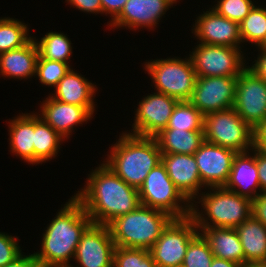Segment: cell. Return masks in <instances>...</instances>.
Listing matches in <instances>:
<instances>
[{
	"label": "cell",
	"instance_id": "obj_44",
	"mask_svg": "<svg viewBox=\"0 0 266 267\" xmlns=\"http://www.w3.org/2000/svg\"><path fill=\"white\" fill-rule=\"evenodd\" d=\"M210 267H244V265H240L233 261L224 260L214 256Z\"/></svg>",
	"mask_w": 266,
	"mask_h": 267
},
{
	"label": "cell",
	"instance_id": "obj_21",
	"mask_svg": "<svg viewBox=\"0 0 266 267\" xmlns=\"http://www.w3.org/2000/svg\"><path fill=\"white\" fill-rule=\"evenodd\" d=\"M50 96L58 101L85 107L92 115L96 111L94 98L97 86L70 68Z\"/></svg>",
	"mask_w": 266,
	"mask_h": 267
},
{
	"label": "cell",
	"instance_id": "obj_2",
	"mask_svg": "<svg viewBox=\"0 0 266 267\" xmlns=\"http://www.w3.org/2000/svg\"><path fill=\"white\" fill-rule=\"evenodd\" d=\"M59 210L47 224L40 251L34 252L40 267H70L82 234L92 224L82 203L75 196L68 199Z\"/></svg>",
	"mask_w": 266,
	"mask_h": 267
},
{
	"label": "cell",
	"instance_id": "obj_42",
	"mask_svg": "<svg viewBox=\"0 0 266 267\" xmlns=\"http://www.w3.org/2000/svg\"><path fill=\"white\" fill-rule=\"evenodd\" d=\"M253 148L266 153V120L253 131Z\"/></svg>",
	"mask_w": 266,
	"mask_h": 267
},
{
	"label": "cell",
	"instance_id": "obj_5",
	"mask_svg": "<svg viewBox=\"0 0 266 267\" xmlns=\"http://www.w3.org/2000/svg\"><path fill=\"white\" fill-rule=\"evenodd\" d=\"M173 219L166 212L140 204L107 226L115 246L149 250Z\"/></svg>",
	"mask_w": 266,
	"mask_h": 267
},
{
	"label": "cell",
	"instance_id": "obj_18",
	"mask_svg": "<svg viewBox=\"0 0 266 267\" xmlns=\"http://www.w3.org/2000/svg\"><path fill=\"white\" fill-rule=\"evenodd\" d=\"M39 111L37 115L66 140L75 127L87 124L94 117L85 107L58 101L50 94L41 102Z\"/></svg>",
	"mask_w": 266,
	"mask_h": 267
},
{
	"label": "cell",
	"instance_id": "obj_20",
	"mask_svg": "<svg viewBox=\"0 0 266 267\" xmlns=\"http://www.w3.org/2000/svg\"><path fill=\"white\" fill-rule=\"evenodd\" d=\"M224 188L251 201L261 193L255 148L247 152L237 153L234 156L232 168Z\"/></svg>",
	"mask_w": 266,
	"mask_h": 267
},
{
	"label": "cell",
	"instance_id": "obj_35",
	"mask_svg": "<svg viewBox=\"0 0 266 267\" xmlns=\"http://www.w3.org/2000/svg\"><path fill=\"white\" fill-rule=\"evenodd\" d=\"M254 2L258 4L254 0H217V4L212 6V9L221 16L240 24L256 5Z\"/></svg>",
	"mask_w": 266,
	"mask_h": 267
},
{
	"label": "cell",
	"instance_id": "obj_31",
	"mask_svg": "<svg viewBox=\"0 0 266 267\" xmlns=\"http://www.w3.org/2000/svg\"><path fill=\"white\" fill-rule=\"evenodd\" d=\"M165 129L204 131V115L189 101H179Z\"/></svg>",
	"mask_w": 266,
	"mask_h": 267
},
{
	"label": "cell",
	"instance_id": "obj_25",
	"mask_svg": "<svg viewBox=\"0 0 266 267\" xmlns=\"http://www.w3.org/2000/svg\"><path fill=\"white\" fill-rule=\"evenodd\" d=\"M8 128L9 151L34 165V112L20 113L8 121Z\"/></svg>",
	"mask_w": 266,
	"mask_h": 267
},
{
	"label": "cell",
	"instance_id": "obj_16",
	"mask_svg": "<svg viewBox=\"0 0 266 267\" xmlns=\"http://www.w3.org/2000/svg\"><path fill=\"white\" fill-rule=\"evenodd\" d=\"M231 149L204 141L194 153L200 179L205 188L224 187L228 180L234 156Z\"/></svg>",
	"mask_w": 266,
	"mask_h": 267
},
{
	"label": "cell",
	"instance_id": "obj_15",
	"mask_svg": "<svg viewBox=\"0 0 266 267\" xmlns=\"http://www.w3.org/2000/svg\"><path fill=\"white\" fill-rule=\"evenodd\" d=\"M192 26L191 33L199 43L242 48L239 24L221 16L212 8L197 16Z\"/></svg>",
	"mask_w": 266,
	"mask_h": 267
},
{
	"label": "cell",
	"instance_id": "obj_32",
	"mask_svg": "<svg viewBox=\"0 0 266 267\" xmlns=\"http://www.w3.org/2000/svg\"><path fill=\"white\" fill-rule=\"evenodd\" d=\"M213 259L209 243L199 232L187 247L182 267H210Z\"/></svg>",
	"mask_w": 266,
	"mask_h": 267
},
{
	"label": "cell",
	"instance_id": "obj_30",
	"mask_svg": "<svg viewBox=\"0 0 266 267\" xmlns=\"http://www.w3.org/2000/svg\"><path fill=\"white\" fill-rule=\"evenodd\" d=\"M27 24L10 17L0 18V54L27 44L34 36L29 35Z\"/></svg>",
	"mask_w": 266,
	"mask_h": 267
},
{
	"label": "cell",
	"instance_id": "obj_1",
	"mask_svg": "<svg viewBox=\"0 0 266 267\" xmlns=\"http://www.w3.org/2000/svg\"><path fill=\"white\" fill-rule=\"evenodd\" d=\"M86 180L84 188L74 196L93 224L108 225L141 204L138 189L128 185L104 163L92 169Z\"/></svg>",
	"mask_w": 266,
	"mask_h": 267
},
{
	"label": "cell",
	"instance_id": "obj_28",
	"mask_svg": "<svg viewBox=\"0 0 266 267\" xmlns=\"http://www.w3.org/2000/svg\"><path fill=\"white\" fill-rule=\"evenodd\" d=\"M34 41L41 58L69 64L73 48L67 34L50 31L40 41L34 37Z\"/></svg>",
	"mask_w": 266,
	"mask_h": 267
},
{
	"label": "cell",
	"instance_id": "obj_46",
	"mask_svg": "<svg viewBox=\"0 0 266 267\" xmlns=\"http://www.w3.org/2000/svg\"><path fill=\"white\" fill-rule=\"evenodd\" d=\"M260 47L261 48H266V40H265V42Z\"/></svg>",
	"mask_w": 266,
	"mask_h": 267
},
{
	"label": "cell",
	"instance_id": "obj_12",
	"mask_svg": "<svg viewBox=\"0 0 266 267\" xmlns=\"http://www.w3.org/2000/svg\"><path fill=\"white\" fill-rule=\"evenodd\" d=\"M178 102L177 99L156 91L152 94H147L137 104L138 107L134 111L135 119L131 132L127 130V133L143 137H154L167 127L169 118Z\"/></svg>",
	"mask_w": 266,
	"mask_h": 267
},
{
	"label": "cell",
	"instance_id": "obj_23",
	"mask_svg": "<svg viewBox=\"0 0 266 267\" xmlns=\"http://www.w3.org/2000/svg\"><path fill=\"white\" fill-rule=\"evenodd\" d=\"M243 247L246 265H266V226L252 214L235 228Z\"/></svg>",
	"mask_w": 266,
	"mask_h": 267
},
{
	"label": "cell",
	"instance_id": "obj_29",
	"mask_svg": "<svg viewBox=\"0 0 266 267\" xmlns=\"http://www.w3.org/2000/svg\"><path fill=\"white\" fill-rule=\"evenodd\" d=\"M240 37L243 43H251L252 47H260L266 40V6H254L239 24Z\"/></svg>",
	"mask_w": 266,
	"mask_h": 267
},
{
	"label": "cell",
	"instance_id": "obj_8",
	"mask_svg": "<svg viewBox=\"0 0 266 267\" xmlns=\"http://www.w3.org/2000/svg\"><path fill=\"white\" fill-rule=\"evenodd\" d=\"M253 131L233 107L204 115V140L236 153L253 148Z\"/></svg>",
	"mask_w": 266,
	"mask_h": 267
},
{
	"label": "cell",
	"instance_id": "obj_26",
	"mask_svg": "<svg viewBox=\"0 0 266 267\" xmlns=\"http://www.w3.org/2000/svg\"><path fill=\"white\" fill-rule=\"evenodd\" d=\"M162 153L194 154L204 140V131L163 129L154 136Z\"/></svg>",
	"mask_w": 266,
	"mask_h": 267
},
{
	"label": "cell",
	"instance_id": "obj_7",
	"mask_svg": "<svg viewBox=\"0 0 266 267\" xmlns=\"http://www.w3.org/2000/svg\"><path fill=\"white\" fill-rule=\"evenodd\" d=\"M138 191L141 205L166 212L174 219L187 218L191 214V203L169 178L162 162L148 173Z\"/></svg>",
	"mask_w": 266,
	"mask_h": 267
},
{
	"label": "cell",
	"instance_id": "obj_22",
	"mask_svg": "<svg viewBox=\"0 0 266 267\" xmlns=\"http://www.w3.org/2000/svg\"><path fill=\"white\" fill-rule=\"evenodd\" d=\"M38 57V48L32 38L24 46L0 54V75L18 80L35 78Z\"/></svg>",
	"mask_w": 266,
	"mask_h": 267
},
{
	"label": "cell",
	"instance_id": "obj_41",
	"mask_svg": "<svg viewBox=\"0 0 266 267\" xmlns=\"http://www.w3.org/2000/svg\"><path fill=\"white\" fill-rule=\"evenodd\" d=\"M256 166L261 192H266V153L258 149H256Z\"/></svg>",
	"mask_w": 266,
	"mask_h": 267
},
{
	"label": "cell",
	"instance_id": "obj_24",
	"mask_svg": "<svg viewBox=\"0 0 266 267\" xmlns=\"http://www.w3.org/2000/svg\"><path fill=\"white\" fill-rule=\"evenodd\" d=\"M215 257L245 266V256L235 228H198Z\"/></svg>",
	"mask_w": 266,
	"mask_h": 267
},
{
	"label": "cell",
	"instance_id": "obj_43",
	"mask_svg": "<svg viewBox=\"0 0 266 267\" xmlns=\"http://www.w3.org/2000/svg\"><path fill=\"white\" fill-rule=\"evenodd\" d=\"M22 252L17 256L12 262L4 267H40L38 260L35 258L34 253L29 255H24Z\"/></svg>",
	"mask_w": 266,
	"mask_h": 267
},
{
	"label": "cell",
	"instance_id": "obj_6",
	"mask_svg": "<svg viewBox=\"0 0 266 267\" xmlns=\"http://www.w3.org/2000/svg\"><path fill=\"white\" fill-rule=\"evenodd\" d=\"M144 69L151 77L156 92L166 94L178 101H189L197 75L190 57L152 59L144 62Z\"/></svg>",
	"mask_w": 266,
	"mask_h": 267
},
{
	"label": "cell",
	"instance_id": "obj_27",
	"mask_svg": "<svg viewBox=\"0 0 266 267\" xmlns=\"http://www.w3.org/2000/svg\"><path fill=\"white\" fill-rule=\"evenodd\" d=\"M66 141L37 113H34V165L52 160L60 152V145Z\"/></svg>",
	"mask_w": 266,
	"mask_h": 267
},
{
	"label": "cell",
	"instance_id": "obj_9",
	"mask_svg": "<svg viewBox=\"0 0 266 267\" xmlns=\"http://www.w3.org/2000/svg\"><path fill=\"white\" fill-rule=\"evenodd\" d=\"M189 57L197 77H238L247 67L242 48L198 43Z\"/></svg>",
	"mask_w": 266,
	"mask_h": 267
},
{
	"label": "cell",
	"instance_id": "obj_39",
	"mask_svg": "<svg viewBox=\"0 0 266 267\" xmlns=\"http://www.w3.org/2000/svg\"><path fill=\"white\" fill-rule=\"evenodd\" d=\"M252 215L266 226V192L252 200Z\"/></svg>",
	"mask_w": 266,
	"mask_h": 267
},
{
	"label": "cell",
	"instance_id": "obj_17",
	"mask_svg": "<svg viewBox=\"0 0 266 267\" xmlns=\"http://www.w3.org/2000/svg\"><path fill=\"white\" fill-rule=\"evenodd\" d=\"M178 0H127L120 14L109 24V28L130 30L157 27L162 16Z\"/></svg>",
	"mask_w": 266,
	"mask_h": 267
},
{
	"label": "cell",
	"instance_id": "obj_4",
	"mask_svg": "<svg viewBox=\"0 0 266 267\" xmlns=\"http://www.w3.org/2000/svg\"><path fill=\"white\" fill-rule=\"evenodd\" d=\"M206 190L208 192H202L191 202L190 217L197 228H236L252 214L250 199L224 187L206 188ZM200 203L201 206L198 205Z\"/></svg>",
	"mask_w": 266,
	"mask_h": 267
},
{
	"label": "cell",
	"instance_id": "obj_11",
	"mask_svg": "<svg viewBox=\"0 0 266 267\" xmlns=\"http://www.w3.org/2000/svg\"><path fill=\"white\" fill-rule=\"evenodd\" d=\"M233 108L253 130L266 120V82L248 66L237 77Z\"/></svg>",
	"mask_w": 266,
	"mask_h": 267
},
{
	"label": "cell",
	"instance_id": "obj_10",
	"mask_svg": "<svg viewBox=\"0 0 266 267\" xmlns=\"http://www.w3.org/2000/svg\"><path fill=\"white\" fill-rule=\"evenodd\" d=\"M199 233L189 216L173 219L149 249L157 267H181L190 241Z\"/></svg>",
	"mask_w": 266,
	"mask_h": 267
},
{
	"label": "cell",
	"instance_id": "obj_33",
	"mask_svg": "<svg viewBox=\"0 0 266 267\" xmlns=\"http://www.w3.org/2000/svg\"><path fill=\"white\" fill-rule=\"evenodd\" d=\"M113 267H157L149 250L115 246Z\"/></svg>",
	"mask_w": 266,
	"mask_h": 267
},
{
	"label": "cell",
	"instance_id": "obj_40",
	"mask_svg": "<svg viewBox=\"0 0 266 267\" xmlns=\"http://www.w3.org/2000/svg\"><path fill=\"white\" fill-rule=\"evenodd\" d=\"M256 49L259 51L257 60L255 59L252 65H248V68L266 82V48L258 47Z\"/></svg>",
	"mask_w": 266,
	"mask_h": 267
},
{
	"label": "cell",
	"instance_id": "obj_19",
	"mask_svg": "<svg viewBox=\"0 0 266 267\" xmlns=\"http://www.w3.org/2000/svg\"><path fill=\"white\" fill-rule=\"evenodd\" d=\"M162 163L169 178L190 203L201 194L203 188L206 189L201 182L194 154L162 153Z\"/></svg>",
	"mask_w": 266,
	"mask_h": 267
},
{
	"label": "cell",
	"instance_id": "obj_45",
	"mask_svg": "<svg viewBox=\"0 0 266 267\" xmlns=\"http://www.w3.org/2000/svg\"><path fill=\"white\" fill-rule=\"evenodd\" d=\"M244 267H266V265H246Z\"/></svg>",
	"mask_w": 266,
	"mask_h": 267
},
{
	"label": "cell",
	"instance_id": "obj_38",
	"mask_svg": "<svg viewBox=\"0 0 266 267\" xmlns=\"http://www.w3.org/2000/svg\"><path fill=\"white\" fill-rule=\"evenodd\" d=\"M102 6V14L105 13L111 17L110 21L107 22L108 26L122 11L127 0H100Z\"/></svg>",
	"mask_w": 266,
	"mask_h": 267
},
{
	"label": "cell",
	"instance_id": "obj_36",
	"mask_svg": "<svg viewBox=\"0 0 266 267\" xmlns=\"http://www.w3.org/2000/svg\"><path fill=\"white\" fill-rule=\"evenodd\" d=\"M18 238L17 236L15 238V236L8 233L0 232V267L8 265L22 253Z\"/></svg>",
	"mask_w": 266,
	"mask_h": 267
},
{
	"label": "cell",
	"instance_id": "obj_13",
	"mask_svg": "<svg viewBox=\"0 0 266 267\" xmlns=\"http://www.w3.org/2000/svg\"><path fill=\"white\" fill-rule=\"evenodd\" d=\"M237 77H197L189 99L203 115L234 106Z\"/></svg>",
	"mask_w": 266,
	"mask_h": 267
},
{
	"label": "cell",
	"instance_id": "obj_37",
	"mask_svg": "<svg viewBox=\"0 0 266 267\" xmlns=\"http://www.w3.org/2000/svg\"><path fill=\"white\" fill-rule=\"evenodd\" d=\"M67 1V2H66ZM66 3L70 4L72 7L85 13L101 14L102 6L100 0H65Z\"/></svg>",
	"mask_w": 266,
	"mask_h": 267
},
{
	"label": "cell",
	"instance_id": "obj_34",
	"mask_svg": "<svg viewBox=\"0 0 266 267\" xmlns=\"http://www.w3.org/2000/svg\"><path fill=\"white\" fill-rule=\"evenodd\" d=\"M70 68L71 66L67 63L48 60L39 56L35 78L37 77L42 85L55 88Z\"/></svg>",
	"mask_w": 266,
	"mask_h": 267
},
{
	"label": "cell",
	"instance_id": "obj_14",
	"mask_svg": "<svg viewBox=\"0 0 266 267\" xmlns=\"http://www.w3.org/2000/svg\"><path fill=\"white\" fill-rule=\"evenodd\" d=\"M114 248L109 227L92 223L82 234L73 261L77 267H113Z\"/></svg>",
	"mask_w": 266,
	"mask_h": 267
},
{
	"label": "cell",
	"instance_id": "obj_3",
	"mask_svg": "<svg viewBox=\"0 0 266 267\" xmlns=\"http://www.w3.org/2000/svg\"><path fill=\"white\" fill-rule=\"evenodd\" d=\"M102 162L128 185L139 189L148 173L162 162V152L154 137L119 135Z\"/></svg>",
	"mask_w": 266,
	"mask_h": 267
}]
</instances>
